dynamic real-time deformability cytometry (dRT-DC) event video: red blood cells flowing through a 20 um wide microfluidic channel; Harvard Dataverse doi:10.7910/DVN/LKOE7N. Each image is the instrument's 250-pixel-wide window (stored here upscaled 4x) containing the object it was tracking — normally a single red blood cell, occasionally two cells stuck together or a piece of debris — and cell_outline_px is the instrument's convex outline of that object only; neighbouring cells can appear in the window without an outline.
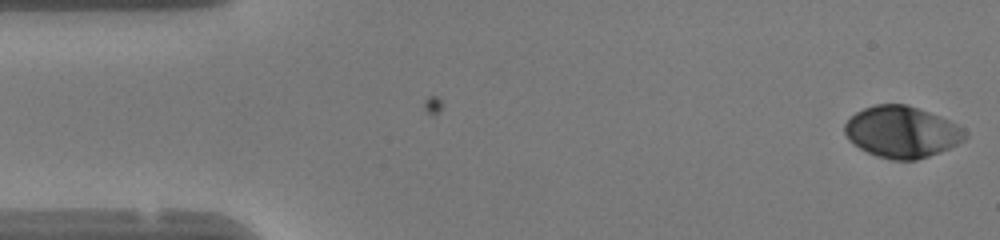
{"species": "human", "species_latin": "Homo sapiens", "temperature_condition": "warm", "stored_images_in_passage": 48, "camera_frame_rate_fps": 3000, "um_per_image_px": 0.085, "donor": {"sex": "female"}, "frame": {"image": 1, "passage_image": 1, "time_ms": 0.0, "image_size_px": [1000, 240], "cell_outline_px": [[968, 136], [964, 140], [940, 152], [916, 160], [892, 160], [876, 156], [860, 148], [848, 140], [844, 132], [844, 124], [856, 112], [864, 108], [876, 104], [908, 104], [940, 116], [964, 128], [968, 132]], "centroid_in_image_um": [76.66, 11.21], "position_along_channel_um": 8.3, "area_um2": 36.18}}
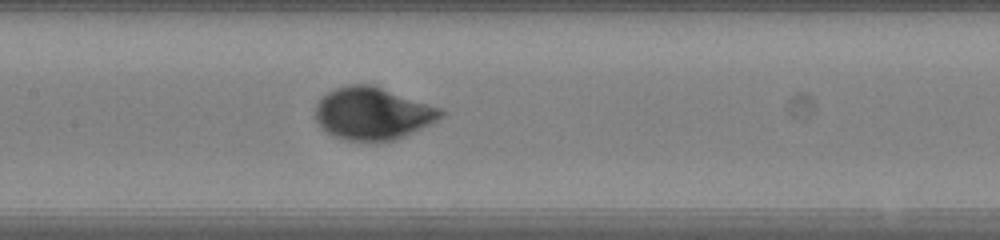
{"frame": {"image": 2, "passage_image": 22, "time_ms": 7.0, "image_size_px": [1000, 240], "cell_outline_px": [[448, 112], [444, 116], [432, 124], [396, 140], [344, 140], [332, 136], [324, 132], [320, 128], [316, 120], [316, 104], [328, 92], [336, 88], [348, 84], [372, 84], [444, 108]], "centroid_in_image_um": [31.73, 9.64], "position_along_channel_um": 175.7, "area_um2": 38.84}}
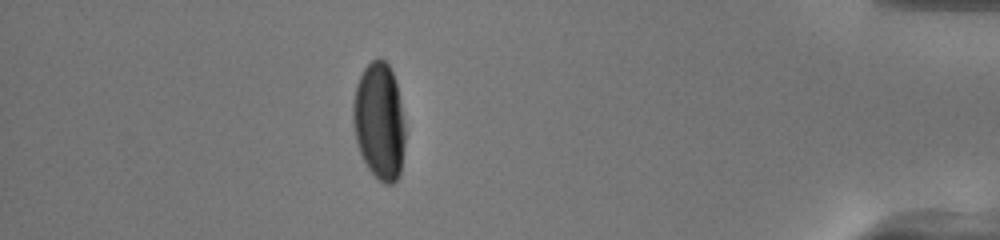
{"frame": {"image": 3, "passage_image": 42, "time_ms": 13.667, "image_size_px": [1000, 240], "cell_outline_px": [[404, 144], [400, 176], [392, 184], [384, 184], [376, 180], [368, 168], [360, 152], [356, 140], [352, 124], [352, 104], [356, 84], [364, 68], [372, 60], [380, 56], [388, 64], [396, 80], [404, 120]], "centroid_in_image_um": [32.23, 10.31], "position_along_channel_um": 403.0, "area_um2": 35.95}, "authors_computed_cell_mechanics": {"area_um2": 36.2117, "velocity_mm_per_s": 4.1824, "shape_relaxation_time_tau1_ms": 2.4139, "shape_relaxation_time_tau2_ms": null, "deformation_change_tau1": 0.1559, "deformation_change_tau2": null}}